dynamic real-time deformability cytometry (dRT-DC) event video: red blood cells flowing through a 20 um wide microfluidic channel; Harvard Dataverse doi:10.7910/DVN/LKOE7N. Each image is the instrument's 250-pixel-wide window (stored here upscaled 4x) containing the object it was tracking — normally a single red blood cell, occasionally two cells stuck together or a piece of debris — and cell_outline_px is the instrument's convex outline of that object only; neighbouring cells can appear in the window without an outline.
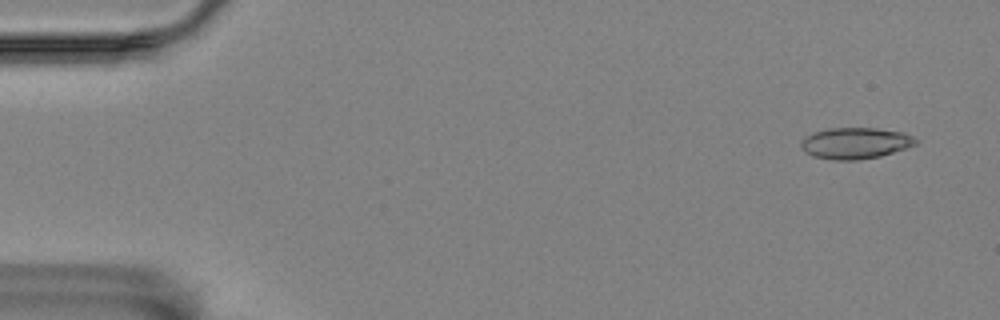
{"species": "Egyptian fruit bat (a non-hibernating species)", "species_latin": "Rousettus aegyptiacus", "temperature_condition": "room temperature", "stored_images_in_passage": 53, "camera_frame_rate_fps": 3000, "um_per_image_px": 0.085, "animal": {"sex": "female"}, "frame": {"image": 1, "passage_image": 3, "time_ms": 0.667, "image_size_px": [1000, 320], "cell_outline_px": [[916, 144], [880, 156], [860, 160], [836, 160], [812, 156], [804, 152], [800, 148], [800, 140], [816, 132], [828, 128], [876, 128], [904, 132], [912, 136], [916, 140]], "centroid_in_image_um": [72.66, 12.17], "position_along_channel_um": 12.3, "area_um2": 20.81}}
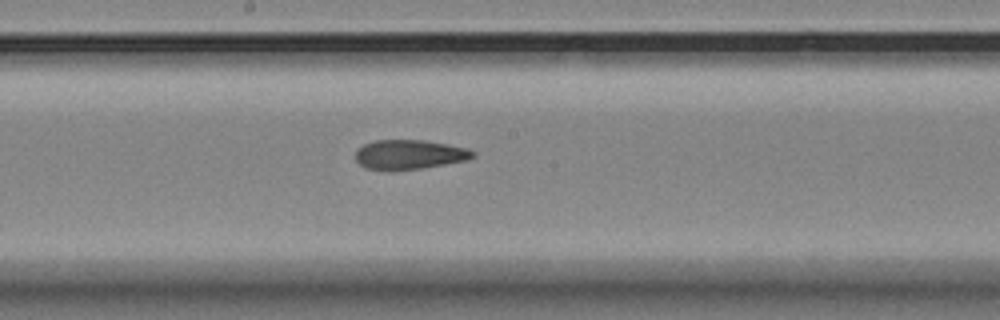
{"frame": {"image": 2, "passage_image": 30, "time_ms": 9.667, "image_size_px": [1000, 320], "cell_outline_px": [[476, 156], [468, 160], [420, 168], [392, 172], [388, 172], [364, 168], [356, 160], [356, 148], [364, 144], [376, 140], [424, 140], [468, 148], [476, 152]], "centroid_in_image_um": [34.77, 13.15], "position_along_channel_um": 213.4, "area_um2": 20.58}}
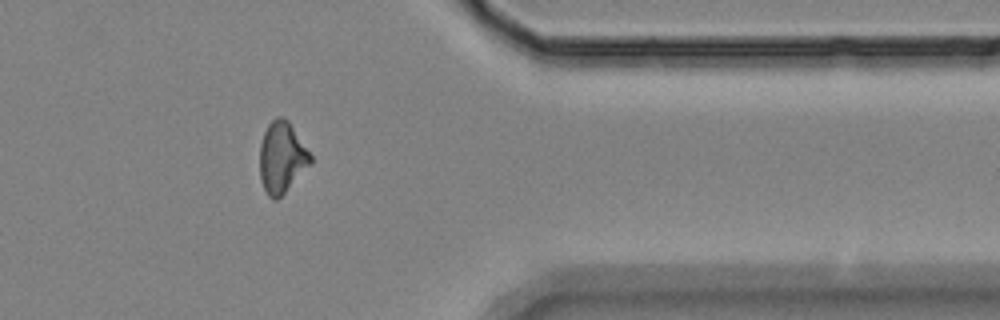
{"frame": {"image": 3, "passage_image": 46, "time_ms": 15.0, "image_size_px": [1000, 320], "cell_outline_px": [[312, 164], [276, 200], [272, 200], [268, 196], [260, 180], [260, 144], [264, 132], [268, 124], [276, 116], [280, 116], [288, 120], [312, 156]], "centroid_in_image_um": [23.95, 13.38], "position_along_channel_um": 387.4, "area_um2": 20.98}}